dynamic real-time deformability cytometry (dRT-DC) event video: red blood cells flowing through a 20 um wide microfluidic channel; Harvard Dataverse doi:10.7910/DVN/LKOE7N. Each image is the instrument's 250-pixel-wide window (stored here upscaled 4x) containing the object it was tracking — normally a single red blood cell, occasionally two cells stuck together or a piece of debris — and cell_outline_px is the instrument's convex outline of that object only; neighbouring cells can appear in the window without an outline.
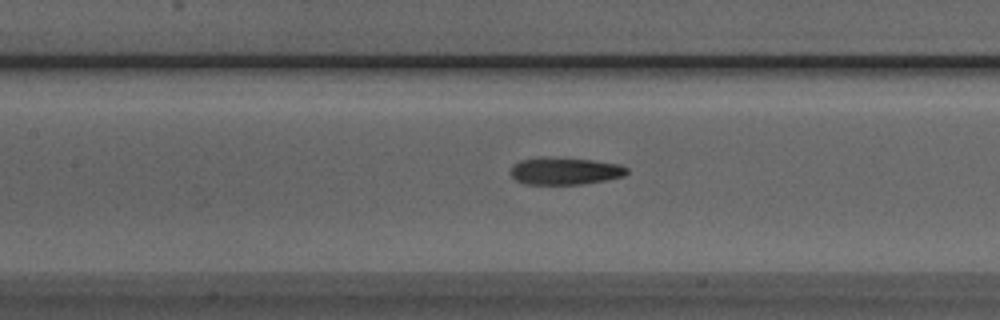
{"species": "Egyptian fruit bat (a non-hibernating species)", "species_latin": "Rousettus aegyptiacus", "temperature_condition": "room temperature", "stored_images_in_passage": 34, "camera_frame_rate_fps": 3000, "um_per_image_px": 0.085, "animal": {"sex": "male"}, "frame": {"image": 1, "passage_image": 13, "time_ms": 4.0, "image_size_px": [1000, 320], "cell_outline_px": [[628, 172], [624, 176], [604, 180], [580, 184], [524, 184], [516, 180], [512, 176], [512, 164], [520, 160], [540, 156], [592, 160], [620, 164], [628, 168]], "centroid_in_image_um": [48.0, 14.52], "position_along_channel_um": 159.4, "area_um2": 18.5}}
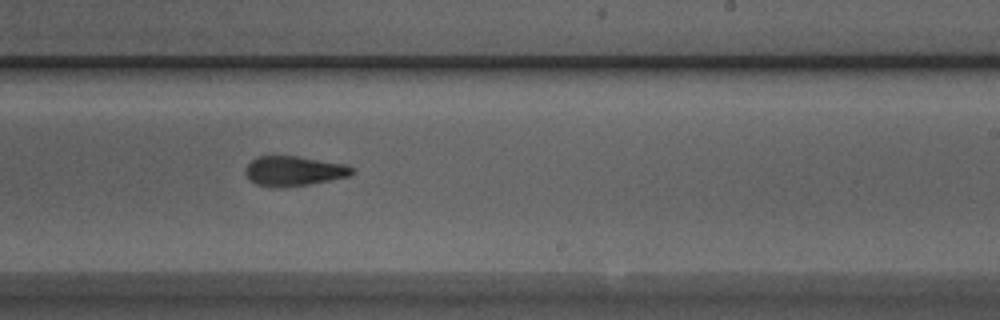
{"frame": {"image": 2, "passage_image": 21, "time_ms": 6.667, "image_size_px": [1000, 320], "cell_outline_px": [[356, 172], [348, 176], [308, 184], [280, 188], [256, 184], [244, 172], [244, 168], [256, 156], [296, 156], [348, 164]], "centroid_in_image_um": [24.98, 14.52], "position_along_channel_um": 264.0, "area_um2": 18.44}}
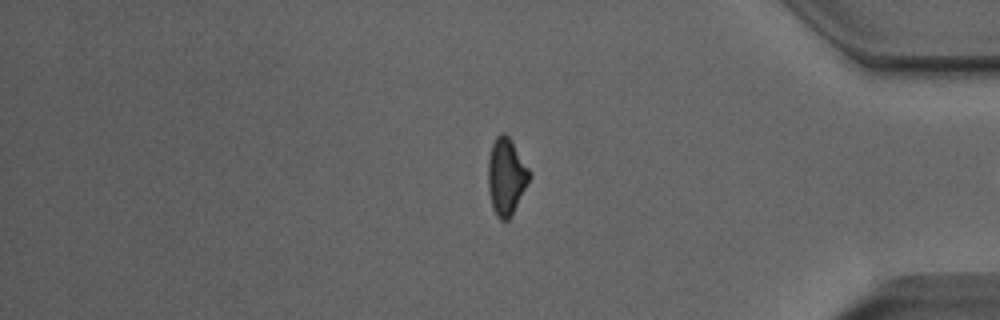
{"frame": {"image": 3, "passage_image": 33, "time_ms": 10.667, "image_size_px": [1000, 320], "cell_outline_px": [[532, 176], [512, 216], [508, 220], [500, 220], [496, 216], [492, 208], [488, 188], [488, 160], [492, 144], [496, 136], [500, 132], [504, 132], [508, 136], [532, 172]], "centroid_in_image_um": [43.04, 15.02], "position_along_channel_um": 392.2, "area_um2": 18.79}}